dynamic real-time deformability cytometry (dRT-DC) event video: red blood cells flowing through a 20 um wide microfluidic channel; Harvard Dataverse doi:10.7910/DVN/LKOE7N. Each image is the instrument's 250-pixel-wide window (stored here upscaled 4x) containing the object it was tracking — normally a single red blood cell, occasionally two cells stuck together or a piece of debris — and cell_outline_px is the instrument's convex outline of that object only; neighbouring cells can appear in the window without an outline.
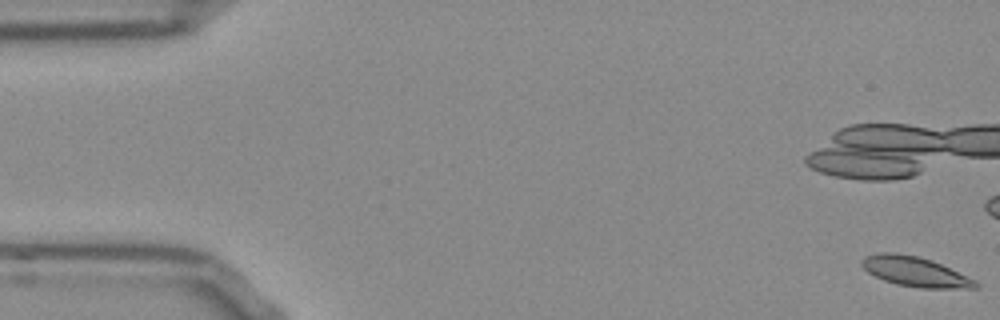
{"species": "Egyptian fruit bat (a non-hibernating species)", "species_latin": "Rousettus aegyptiacus", "temperature_condition": "room temperature", "stored_images_in_passage": 55, "camera_frame_rate_fps": 3000, "um_per_image_px": 0.085, "frame": {"image": 1, "passage_image": 1, "time_ms": 0.0, "image_size_px": [1000, 320], "cell_outline_px": [[980, 288], [920, 288], [896, 284], [884, 280], [868, 272], [860, 264], [860, 260], [864, 256], [876, 252], [892, 252], [916, 256], [932, 260], [976, 280], [980, 284]], "centroid_in_image_um": [77.77, 23.08], "position_along_channel_um": 7.2, "area_um2": 19.83}, "authors_computed_cell_mechanics": {"area_um2": 19.5364, "velocity_mm_per_s": 3.7698, "shape_relaxation_time_tau1_ms": 4.5759, "shape_relaxation_time_tau2_ms": 3.0503, "deformation_change_tau1": 0.1287, "deformation_change_tau2": 0.0901}}